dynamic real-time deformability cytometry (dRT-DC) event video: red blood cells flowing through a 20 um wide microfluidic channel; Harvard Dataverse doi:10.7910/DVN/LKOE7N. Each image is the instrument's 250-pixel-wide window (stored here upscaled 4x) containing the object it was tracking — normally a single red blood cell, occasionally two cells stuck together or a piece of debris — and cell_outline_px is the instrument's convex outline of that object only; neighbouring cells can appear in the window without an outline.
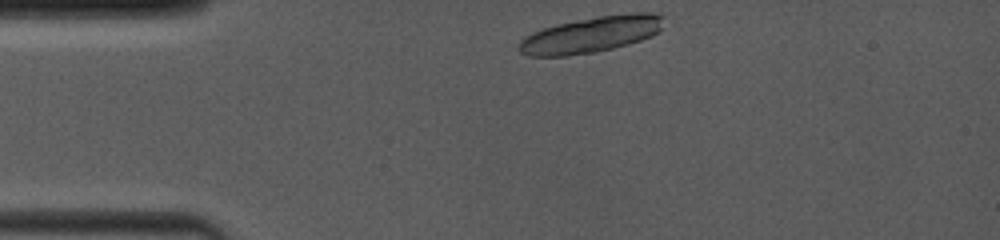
{"species": "common noctule bat (a hibernating species)", "species_latin": "Nyctalus noctula", "temperature_condition": "room temperature", "stored_images_in_passage": 4, "camera_frame_rate_fps": 4000, "um_per_image_px": 0.085, "animal": {"sex": "female", "body_mass_g": 19.0, "forearm_length_mm": 53.3}, "frame": {"image": 1, "passage_image": 1, "time_ms": 0.0, "image_size_px": [1000, 240], "cell_outline_px": [[664, 16], [660, 28], [652, 36], [628, 44], [596, 52], [568, 56], [528, 56], [520, 52], [516, 48], [520, 40], [532, 32], [544, 28], [560, 24], [596, 16], [632, 12], [652, 12]], "centroid_in_image_um": [50.22, 2.94], "position_along_channel_um": 34.8, "area_um2": 30.4}}